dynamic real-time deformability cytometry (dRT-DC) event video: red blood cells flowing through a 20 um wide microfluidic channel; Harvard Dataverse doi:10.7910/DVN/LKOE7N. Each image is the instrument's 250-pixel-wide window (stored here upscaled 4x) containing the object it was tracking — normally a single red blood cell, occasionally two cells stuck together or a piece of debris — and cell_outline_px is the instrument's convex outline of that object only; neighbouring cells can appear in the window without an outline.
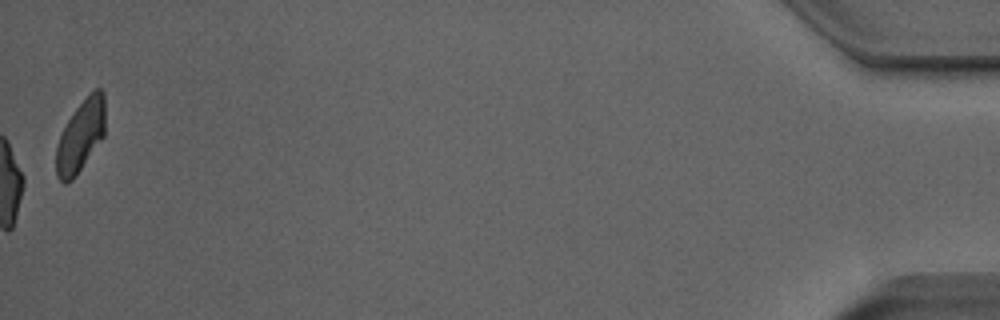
{"species": "Egyptian fruit bat (a non-hibernating species)", "species_latin": "Rousettus aegyptiacus", "temperature_condition": "room temperature", "stored_images_in_passage": 52, "camera_frame_rate_fps": 3000, "um_per_image_px": 0.085, "animal": {"sex": "male"}, "frame": {"image": 1, "passage_image": 52, "time_ms": 17.0, "image_size_px": [1000, 320], "cell_outline_px": [[104, 136], [72, 180], [64, 184], [56, 176], [56, 148], [60, 136], [68, 120], [76, 108], [96, 88], [100, 88], [104, 92]], "centroid_in_image_um": [6.84, 11.58], "position_along_channel_um": 428.4, "area_um2": 20.06}, "authors_computed_cell_mechanics": {"area_um2": 21.097, "velocity_mm_per_s": 3.9984, "shape_relaxation_time_tau1_ms": null, "shape_relaxation_time_tau2_ms": 2.0265, "deformation_change_tau1": null, "deformation_change_tau2": 0.0978}}